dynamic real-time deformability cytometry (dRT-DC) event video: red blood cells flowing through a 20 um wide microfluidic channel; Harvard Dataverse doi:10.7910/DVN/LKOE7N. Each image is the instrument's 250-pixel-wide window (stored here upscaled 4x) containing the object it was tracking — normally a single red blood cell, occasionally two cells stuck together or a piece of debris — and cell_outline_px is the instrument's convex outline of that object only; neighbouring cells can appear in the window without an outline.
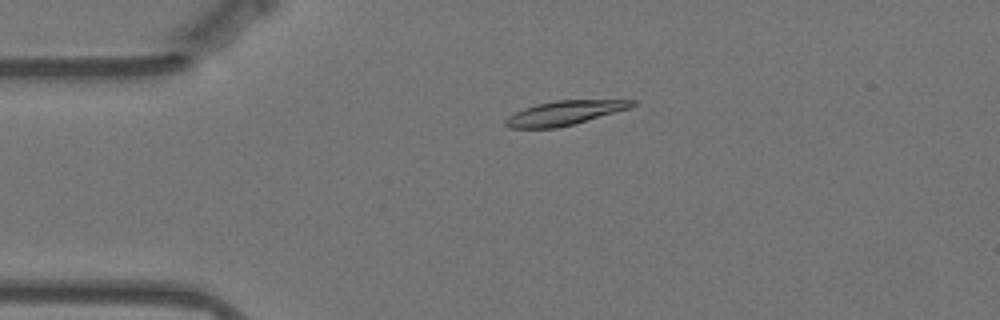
{"species": "Egyptian fruit bat (a non-hibernating species)", "species_latin": "Rousettus aegyptiacus", "temperature_condition": "warm", "stored_images_in_passage": 36, "camera_frame_rate_fps": 3000, "um_per_image_px": 0.085, "animal": {"sex": "female"}, "frame": {"image": 1, "passage_image": 4, "time_ms": 1.0, "image_size_px": [1000, 320], "cell_outline_px": [[636, 104], [628, 108], [572, 124], [556, 128], [508, 128], [504, 124], [504, 120], [508, 116], [524, 108], [536, 104], [556, 100], [636, 100]], "centroid_in_image_um": [47.91, 9.6], "position_along_channel_um": 37.1, "area_um2": 17.57}}
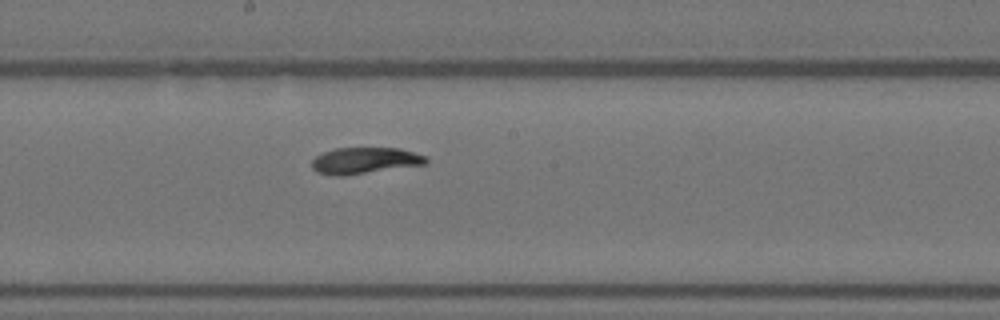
{"frame": {"image": 2, "passage_image": 22, "time_ms": 7.0, "image_size_px": [1000, 320], "cell_outline_px": [[428, 160], [424, 164], [344, 176], [336, 176], [316, 172], [312, 168], [312, 160], [316, 156], [324, 152], [336, 148], [400, 148], [428, 156]], "centroid_in_image_um": [31.0, 13.65], "position_along_channel_um": 217.2, "area_um2": 17.51}}
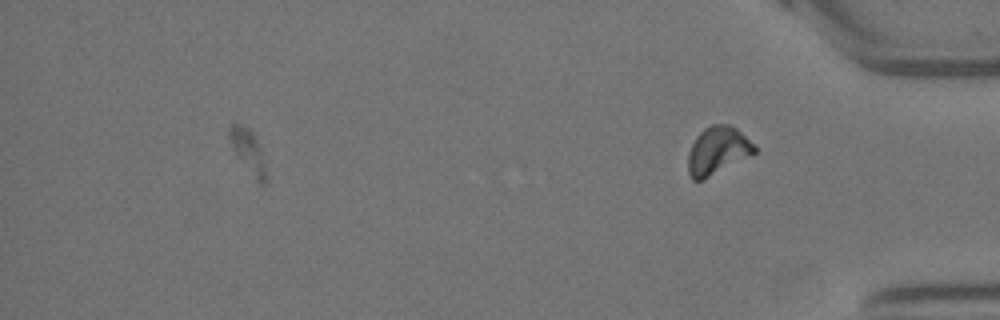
{"frame": {"image": 3, "passage_image": 36, "time_ms": 11.667, "image_size_px": [1000, 320], "cell_outline_px": [[756, 152], [752, 156], [700, 180], [692, 180], [688, 172], [688, 152], [696, 136], [704, 128], [712, 124], [728, 124], [736, 128], [756, 144]], "centroid_in_image_um": [61.02, 12.78], "position_along_channel_um": 374.2, "area_um2": 18.55}, "authors_computed_cell_mechanics": {"area_um2": 17.7735, "velocity_mm_per_s": 3.4839, "shape_relaxation_time_tau1_ms": 8.2989, "shape_relaxation_time_tau2_ms": 2.9375, "deformation_change_tau1": 0.2068, "deformation_change_tau2": 0.0588}}